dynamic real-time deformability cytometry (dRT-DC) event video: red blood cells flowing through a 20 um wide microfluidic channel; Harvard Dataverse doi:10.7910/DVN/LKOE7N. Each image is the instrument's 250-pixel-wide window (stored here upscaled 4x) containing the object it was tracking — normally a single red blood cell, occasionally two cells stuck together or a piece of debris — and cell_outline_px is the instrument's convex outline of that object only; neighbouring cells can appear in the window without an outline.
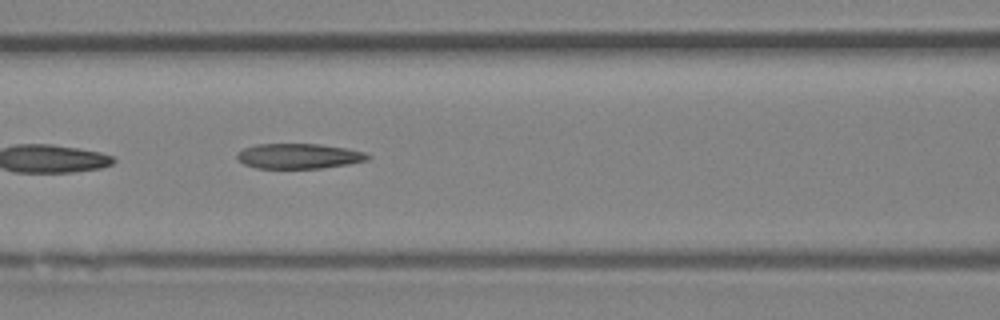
{"species": "Egyptian fruit bat (a non-hibernating species)", "species_latin": "Rousettus aegyptiacus", "temperature_condition": "room temperature", "stored_images_in_passage": 46, "camera_frame_rate_fps": 3000, "um_per_image_px": 0.085, "animal": {"sex": "female"}, "frame": {"image": 1, "passage_image": 20, "time_ms": 6.333, "image_size_px": [1000, 320], "cell_outline_px": [[372, 156], [368, 160], [348, 164], [320, 168], [256, 168], [244, 164], [236, 156], [236, 152], [244, 148], [256, 144], [320, 144], [344, 148], [364, 152]], "centroid_in_image_um": [25.39, 13.26], "position_along_channel_um": 141.2, "area_um2": 19.07}}
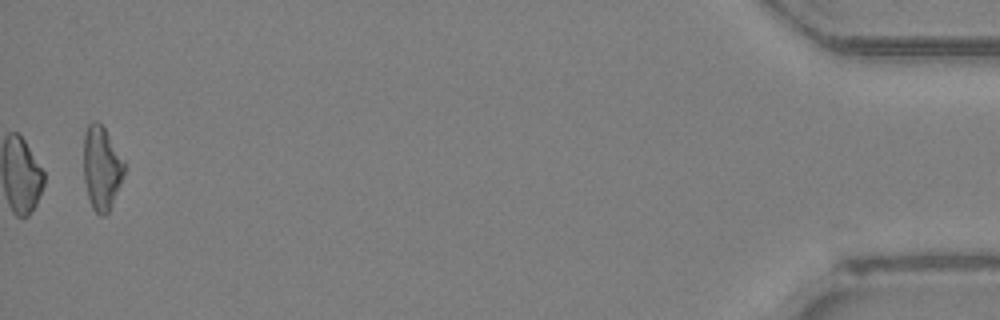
{"frame": {"image": 2, "passage_image": 46, "time_ms": 15.0, "image_size_px": [1000, 320], "cell_outline_px": [[124, 172], [120, 184], [112, 204], [108, 212], [104, 216], [100, 216], [92, 208], [88, 196], [84, 180], [84, 132], [88, 124], [92, 120], [96, 120], [104, 128], [124, 160]], "centroid_in_image_um": [8.62, 14.27], "position_along_channel_um": 426.6, "area_um2": 19.65}, "authors_computed_cell_mechanics": {"area_um2": 19.6231, "velocity_mm_per_s": 4.3719, "shape_relaxation_time_tau1_ms": null, "shape_relaxation_time_tau2_ms": 3.5659, "deformation_change_tau1": null, "deformation_change_tau2": 0.1436}}